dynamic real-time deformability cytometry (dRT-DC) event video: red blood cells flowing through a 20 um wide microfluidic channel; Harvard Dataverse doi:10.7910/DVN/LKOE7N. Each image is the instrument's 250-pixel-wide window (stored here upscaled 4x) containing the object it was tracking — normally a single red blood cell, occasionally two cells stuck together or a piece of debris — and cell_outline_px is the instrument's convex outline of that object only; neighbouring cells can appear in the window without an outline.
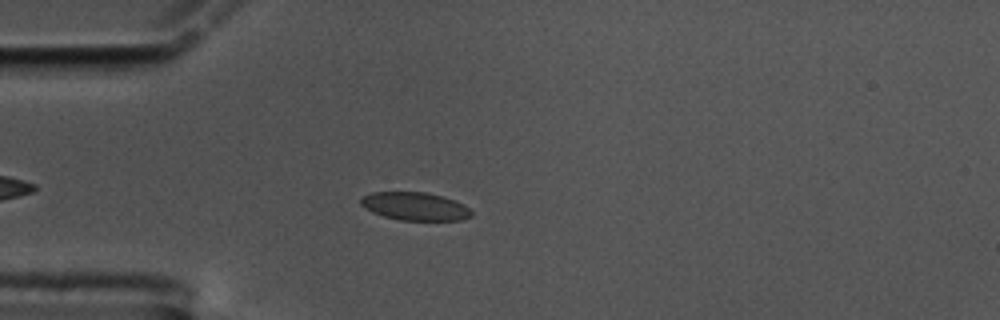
{"species": "common noctule bat (a hibernating species)", "species_latin": "Nyctalus noctula", "temperature_condition": "cold", "stored_images_in_passage": 43, "camera_frame_rate_fps": 3000, "um_per_image_px": 0.085, "animal": {"sex": "male", "body_mass_g": 17.5, "forearm_length_mm": 52.3}, "frame": {"image": 1, "passage_image": 8, "time_ms": 2.333, "image_size_px": [1000, 320], "cell_outline_px": [[472, 216], [460, 220], [400, 220], [384, 216], [372, 212], [360, 204], [360, 200], [364, 196], [372, 192], [424, 192], [440, 196], [464, 204], [472, 212]], "centroid_in_image_um": [35.26, 17.54], "position_along_channel_um": 49.7, "area_um2": 17.86}}
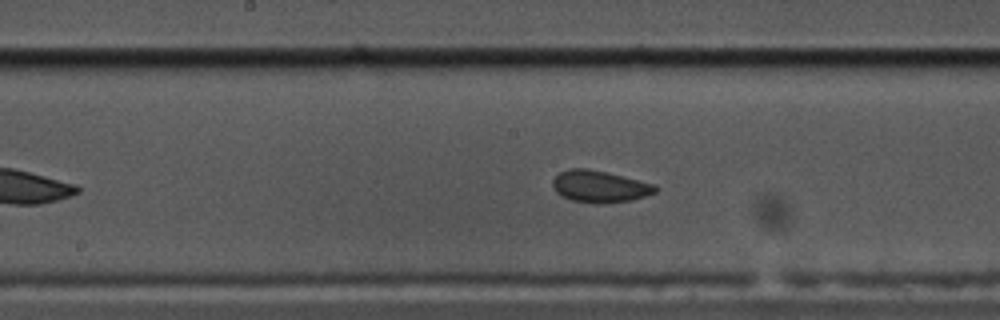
{"frame": {"image": 2, "passage_image": 22, "time_ms": 7.0, "image_size_px": [1000, 320], "cell_outline_px": [[660, 188], [656, 192], [632, 200], [600, 204], [572, 200], [556, 192], [552, 184], [552, 180], [560, 172], [568, 168], [588, 168], [652, 184]], "centroid_in_image_um": [50.95, 15.85], "position_along_channel_um": 197.3, "area_um2": 18.73}}
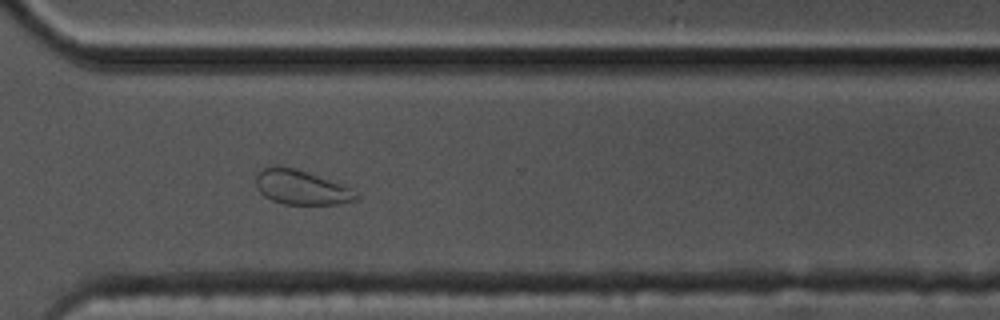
{"frame": {"image": 3, "passage_image": 35, "time_ms": 11.333, "image_size_px": [1000, 320], "cell_outline_px": [[360, 196], [356, 200], [340, 204], [284, 204], [272, 200], [264, 196], [256, 188], [256, 172], [264, 168], [276, 164], [296, 168], [340, 184], [360, 192]], "centroid_in_image_um": [25.59, 15.92], "position_along_channel_um": 345.0, "area_um2": 20.35}, "authors_computed_cell_mechanics": {"area_um2": 18.7272, "velocity_mm_per_s": 3.4094, "shape_relaxation_time_tau1_ms": 9.7941, "shape_relaxation_time_tau2_ms": 1.9986, "deformation_change_tau1": 0.1251, "deformation_change_tau2": 0.0494}}